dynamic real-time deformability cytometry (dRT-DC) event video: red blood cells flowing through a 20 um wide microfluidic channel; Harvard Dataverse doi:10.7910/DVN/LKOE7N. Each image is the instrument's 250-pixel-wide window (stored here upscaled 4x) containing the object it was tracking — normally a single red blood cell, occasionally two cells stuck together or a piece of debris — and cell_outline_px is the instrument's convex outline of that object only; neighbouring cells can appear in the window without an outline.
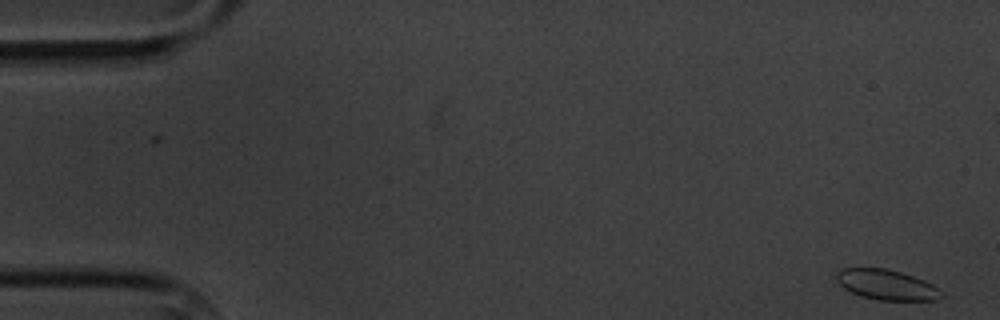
{"species": "common noctule bat (a hibernating species)", "species_latin": "Nyctalus noctula", "temperature_condition": "cold", "stored_images_in_passage": 6, "camera_frame_rate_fps": 3000, "um_per_image_px": 0.085, "animal": {"sex": "male", "body_mass_g": 20.1, "forearm_length_mm": 53.5}, "frame": {"image": 1, "passage_image": 1, "time_ms": 0.0, "image_size_px": [1000, 320], "cell_outline_px": [[944, 296], [936, 300], [876, 300], [860, 296], [844, 288], [836, 280], [836, 272], [844, 268], [888, 268], [924, 280], [932, 284], [944, 292]], "centroid_in_image_um": [75.37, 24.21], "position_along_channel_um": 9.6, "area_um2": 18.55}}